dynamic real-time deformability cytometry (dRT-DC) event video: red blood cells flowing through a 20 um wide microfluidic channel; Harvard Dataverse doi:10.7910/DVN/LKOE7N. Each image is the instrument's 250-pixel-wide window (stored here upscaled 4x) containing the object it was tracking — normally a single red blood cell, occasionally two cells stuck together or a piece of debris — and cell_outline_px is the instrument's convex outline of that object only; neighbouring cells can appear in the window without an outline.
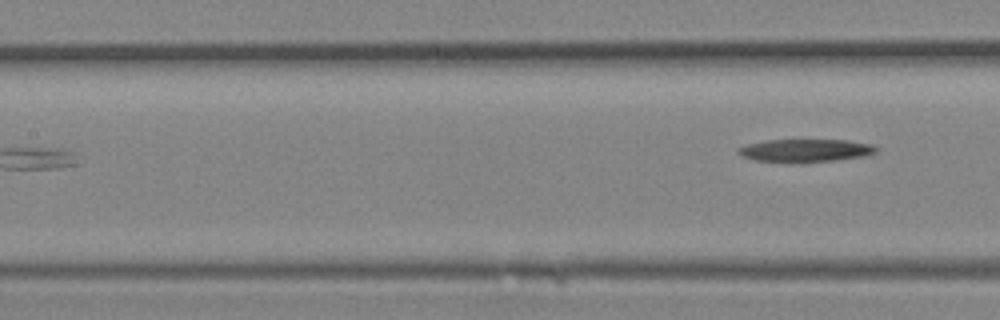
{"species": "Egyptian fruit bat (a non-hibernating species)", "species_latin": "Rousettus aegyptiacus", "temperature_condition": "room temperature", "stored_images_in_passage": 11, "segment_of_instrument_passage": [2, 2], "camera_frame_rate_fps": 3000, "um_per_image_px": 0.085, "animal": {"sex": "female"}, "frame": {"image": 1, "passage_image": 11, "time_ms": 3.333, "image_size_px": [1000, 320], "cell_outline_px": [[876, 152], [864, 156], [836, 160], [756, 160], [740, 156], [736, 152], [736, 148], [744, 144], [764, 140], [848, 140], [872, 144], [876, 148]], "centroid_in_image_um": [68.41, 12.74], "position_along_channel_um": 139.0, "area_um2": 17.74}}